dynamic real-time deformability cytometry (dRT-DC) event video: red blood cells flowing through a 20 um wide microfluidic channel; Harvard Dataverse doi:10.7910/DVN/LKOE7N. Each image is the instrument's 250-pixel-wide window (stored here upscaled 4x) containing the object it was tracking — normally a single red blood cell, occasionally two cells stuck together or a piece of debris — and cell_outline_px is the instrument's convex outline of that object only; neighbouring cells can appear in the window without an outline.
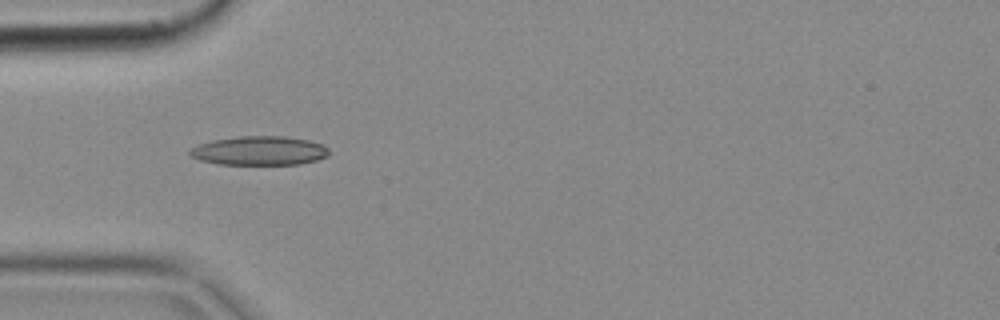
{"species": "common noctule bat (a hibernating species)", "species_latin": "Nyctalus noctula", "temperature_condition": "cold", "stored_images_in_passage": 6, "camera_frame_rate_fps": 3000, "um_per_image_px": 0.085, "animal": {"sex": "female", "body_mass_g": 18.4}, "frame": {"image": 1, "passage_image": 5, "time_ms": 1.333, "image_size_px": [1000, 320], "cell_outline_px": [[328, 156], [316, 160], [300, 164], [220, 164], [200, 160], [192, 156], [188, 152], [192, 148], [200, 144], [212, 140], [240, 136], [284, 136], [308, 140], [324, 144], [328, 148]], "centroid_in_image_um": [22.08, 12.8], "position_along_channel_um": 62.9, "area_um2": 23.41}}
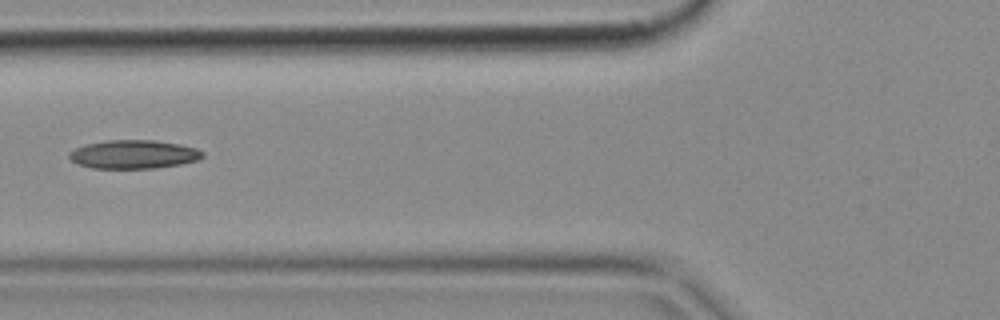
{"frame": {"image": 2, "passage_image": 6, "time_ms": 1.667, "image_size_px": [1000, 320], "cell_outline_px": [[204, 156], [200, 160], [180, 164], [156, 168], [92, 168], [76, 164], [68, 156], [68, 152], [84, 144], [108, 140], [156, 140], [180, 144], [196, 148], [204, 152]], "centroid_in_image_um": [11.37, 13.12], "position_along_channel_um": 114.4, "area_um2": 22.43}}